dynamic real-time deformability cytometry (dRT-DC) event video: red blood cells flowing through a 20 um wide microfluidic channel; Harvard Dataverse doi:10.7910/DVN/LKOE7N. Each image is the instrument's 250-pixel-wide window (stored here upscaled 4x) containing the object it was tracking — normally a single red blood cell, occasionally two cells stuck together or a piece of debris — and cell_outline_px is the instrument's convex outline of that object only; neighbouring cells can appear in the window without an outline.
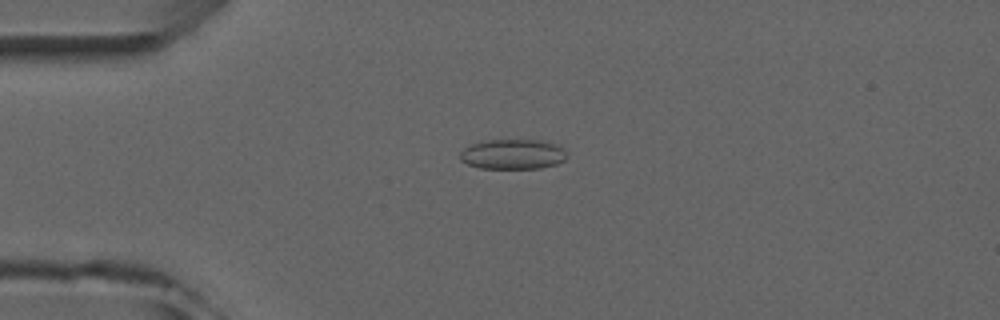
{"species": "common noctule bat (a hibernating species)", "species_latin": "Nyctalus noctula", "temperature_condition": "room temperature", "stored_images_in_passage": 6, "camera_frame_rate_fps": 3000, "um_per_image_px": 0.085, "animal": {"sex": "male", "forearm_length_mm": 52.5}, "frame": {"image": 1, "passage_image": 4, "time_ms": 3.667, "image_size_px": [1000, 320], "cell_outline_px": [[568, 156], [564, 160], [556, 164], [540, 168], [480, 168], [468, 164], [460, 160], [460, 152], [464, 148], [472, 144], [492, 140], [540, 140], [556, 144], [564, 148]], "centroid_in_image_um": [43.62, 13.11], "position_along_channel_um": 41.4, "area_um2": 18.61}}
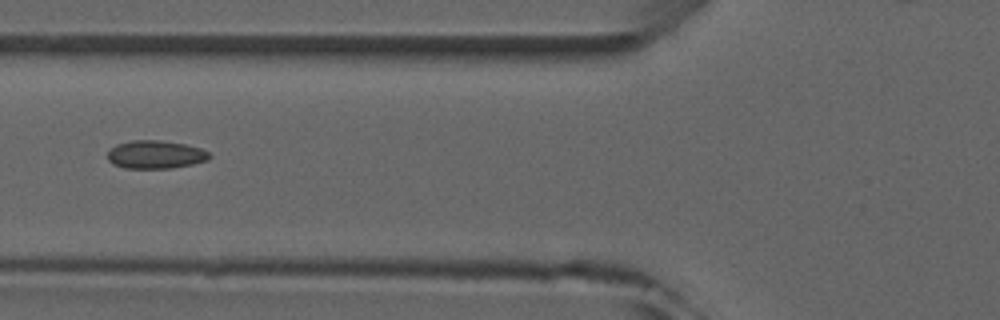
{"frame": {"image": 2, "passage_image": 6, "time_ms": 6.0, "image_size_px": [1000, 320], "cell_outline_px": [[212, 156], [208, 160], [192, 164], [172, 168], [124, 168], [112, 164], [108, 160], [108, 148], [116, 144], [132, 140], [160, 140], [184, 144], [200, 148], [208, 152]], "centroid_in_image_um": [13.18, 13.13], "position_along_channel_um": 112.6, "area_um2": 16.82}}